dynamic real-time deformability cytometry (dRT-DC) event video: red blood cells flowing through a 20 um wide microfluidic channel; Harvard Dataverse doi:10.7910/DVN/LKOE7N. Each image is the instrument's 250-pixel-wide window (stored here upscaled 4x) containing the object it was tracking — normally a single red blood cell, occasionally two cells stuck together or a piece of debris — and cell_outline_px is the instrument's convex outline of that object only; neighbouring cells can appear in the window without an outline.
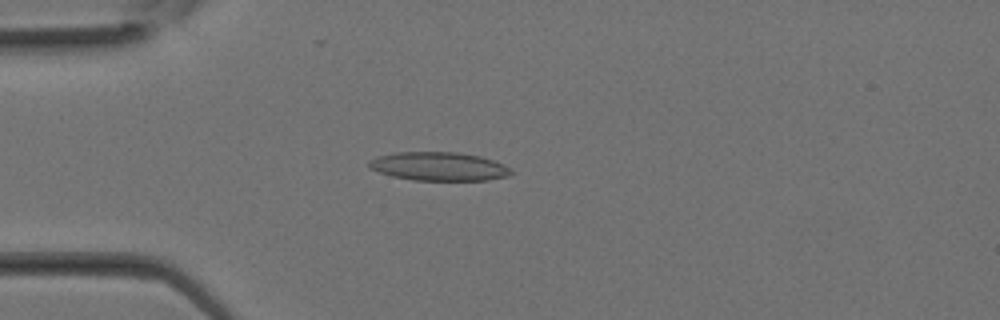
{"species": "Egyptian fruit bat (a non-hibernating species)", "species_latin": "Rousettus aegyptiacus", "temperature_condition": "room temperature", "stored_images_in_passage": 11, "camera_frame_rate_fps": 3000, "um_per_image_px": 0.085, "animal": {"sex": "female"}, "frame": {"image": 1, "passage_image": 8, "time_ms": 2.333, "image_size_px": [1000, 320], "cell_outline_px": [[512, 172], [508, 176], [488, 180], [412, 180], [392, 176], [380, 172], [372, 168], [368, 164], [368, 160], [376, 156], [396, 152], [456, 152], [480, 156], [504, 164], [512, 168]], "centroid_in_image_um": [37.31, 14.14], "position_along_channel_um": 47.7, "area_um2": 23.7}}
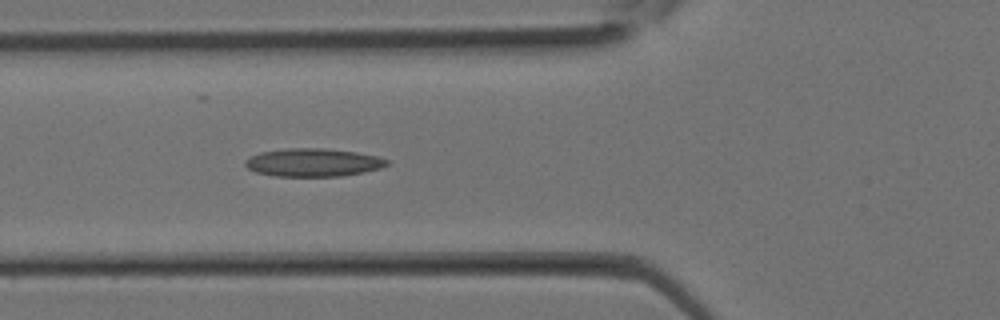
{"frame": {"image": 2, "passage_image": 11, "time_ms": 3.333, "image_size_px": [1000, 320], "cell_outline_px": [[388, 164], [380, 168], [364, 172], [340, 176], [276, 176], [256, 172], [248, 168], [244, 164], [244, 160], [248, 156], [260, 152], [288, 148], [324, 148], [356, 152], [380, 156], [388, 160]], "centroid_in_image_um": [26.6, 13.8], "position_along_channel_um": 99.2, "area_um2": 23.29}}